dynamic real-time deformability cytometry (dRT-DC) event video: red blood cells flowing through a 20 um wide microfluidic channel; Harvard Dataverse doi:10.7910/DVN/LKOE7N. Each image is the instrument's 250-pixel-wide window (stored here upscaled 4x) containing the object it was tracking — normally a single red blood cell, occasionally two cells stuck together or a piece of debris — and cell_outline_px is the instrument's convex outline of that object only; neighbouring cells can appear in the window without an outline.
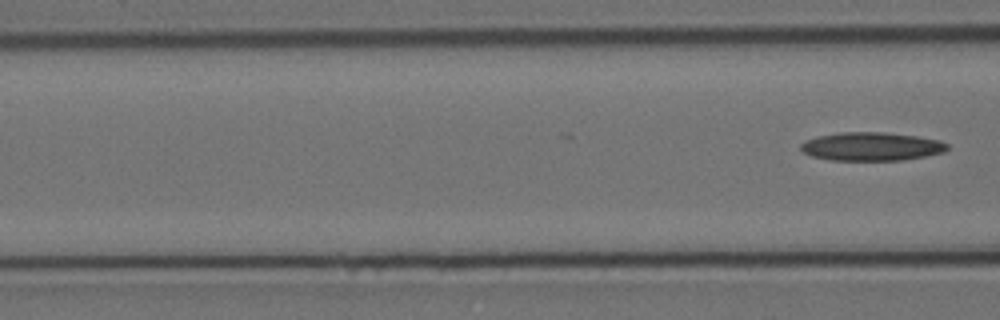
{"species": "Egyptian fruit bat (a non-hibernating species)", "species_latin": "Rousettus aegyptiacus", "temperature_condition": "cold", "stored_images_in_passage": 6, "camera_frame_rate_fps": 3000, "um_per_image_px": 0.085, "animal": {"sex": "female"}, "frame": {"image": 1, "passage_image": 6, "time_ms": 1.667, "image_size_px": [1000, 320], "cell_outline_px": [[948, 148], [944, 152], [904, 160], [832, 160], [812, 156], [804, 152], [800, 148], [800, 144], [816, 136], [840, 132], [884, 132], [916, 136], [940, 140], [948, 144]], "centroid_in_image_um": [74.08, 12.45], "position_along_channel_um": 92.5, "area_um2": 24.22}}